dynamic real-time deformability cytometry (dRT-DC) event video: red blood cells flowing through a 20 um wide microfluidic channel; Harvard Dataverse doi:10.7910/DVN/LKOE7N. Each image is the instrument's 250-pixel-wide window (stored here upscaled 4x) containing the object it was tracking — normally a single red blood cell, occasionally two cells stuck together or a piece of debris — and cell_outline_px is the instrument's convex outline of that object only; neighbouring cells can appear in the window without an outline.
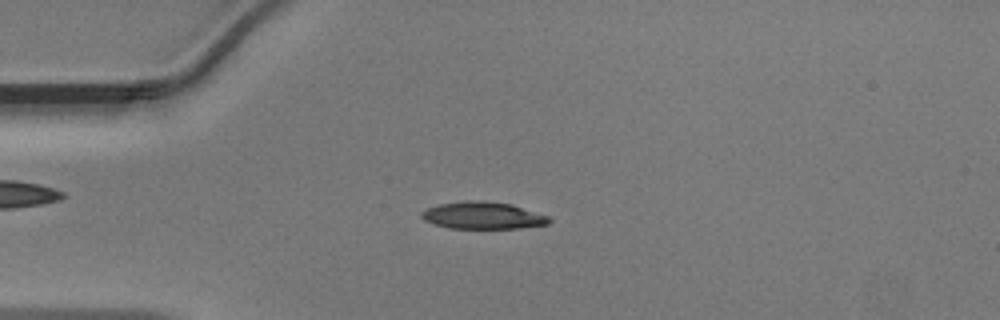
{"species": "Egyptian fruit bat (a non-hibernating species)", "species_latin": "Rousettus aegyptiacus", "temperature_condition": "warm", "stored_images_in_passage": 48, "camera_frame_rate_fps": 3000, "um_per_image_px": 0.085, "animal": {"sex": "male"}, "frame": {"image": 1, "passage_image": 12, "time_ms": 3.667, "image_size_px": [1000, 320], "cell_outline_px": [[552, 220], [548, 224], [520, 228], [448, 228], [424, 220], [420, 216], [420, 212], [428, 208], [440, 204], [464, 200], [484, 200], [512, 204], [548, 216]], "centroid_in_image_um": [41.04, 18.31], "position_along_channel_um": 44.0, "area_um2": 20.17}}
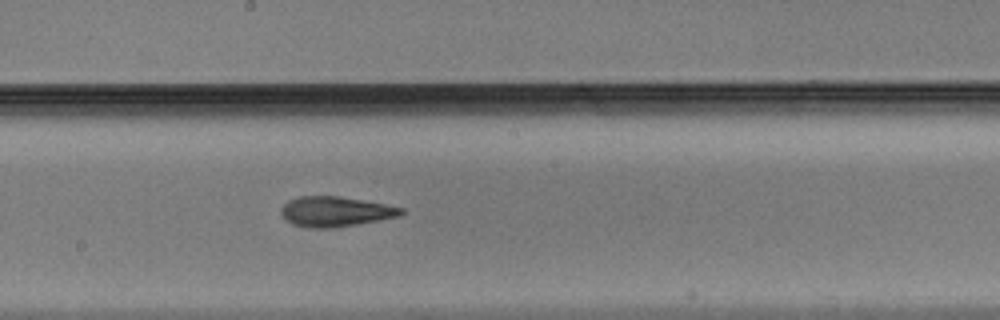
{"frame": {"image": 2, "passage_image": 26, "time_ms": 8.333, "image_size_px": [1000, 320], "cell_outline_px": [[404, 212], [400, 216], [380, 220], [332, 228], [308, 228], [292, 224], [284, 220], [280, 216], [280, 208], [288, 200], [300, 196], [340, 196], [384, 204], [404, 208]], "centroid_in_image_um": [28.45, 17.99], "position_along_channel_um": 219.7, "area_um2": 21.21}}
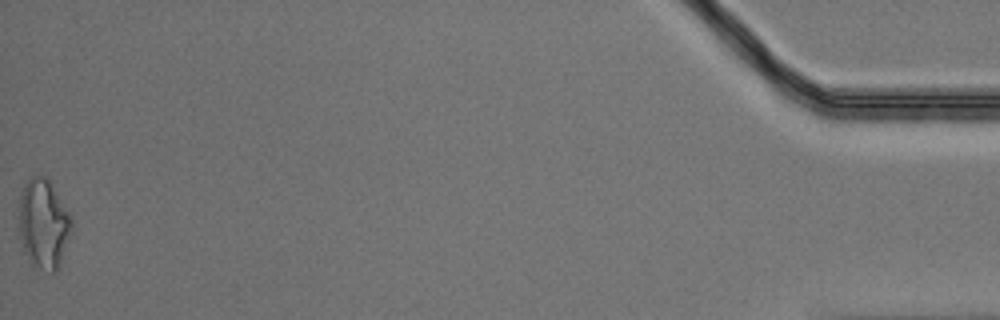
{"frame": {"image": 3, "passage_image": 48, "time_ms": 15.667, "image_size_px": [1000, 320], "cell_outline_px": [[72, 232], [60, 264], [56, 272], [52, 272], [32, 268], [24, 252], [20, 240], [16, 200], [28, 176], [48, 176], [72, 216]], "centroid_in_image_um": [3.67, 19.0], "position_along_channel_um": 431.5, "area_um2": 28.9}}